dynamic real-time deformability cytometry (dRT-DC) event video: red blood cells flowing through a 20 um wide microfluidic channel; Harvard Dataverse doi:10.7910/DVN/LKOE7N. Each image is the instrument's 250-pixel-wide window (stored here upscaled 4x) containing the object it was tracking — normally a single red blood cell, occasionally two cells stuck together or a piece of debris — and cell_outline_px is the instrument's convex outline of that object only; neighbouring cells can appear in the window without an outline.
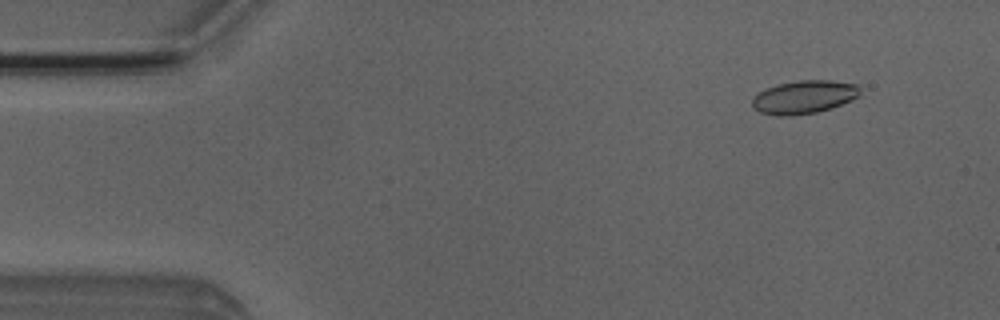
{"species": "Egyptian fruit bat (a non-hibernating species)", "species_latin": "Rousettus aegyptiacus", "temperature_condition": "room temperature", "stored_images_in_passage": 4, "camera_frame_rate_fps": 3000, "um_per_image_px": 0.085, "animal": {"sex": "male"}, "frame": {"image": 1, "passage_image": 2, "time_ms": 0.333, "image_size_px": [1000, 320], "cell_outline_px": [[860, 96], [852, 100], [832, 108], [816, 112], [792, 116], [776, 116], [760, 112], [752, 108], [752, 100], [760, 92], [768, 88], [780, 84], [800, 80], [832, 80], [856, 84], [860, 88]], "centroid_in_image_um": [68.37, 8.26], "position_along_channel_um": 16.6, "area_um2": 20.87}}
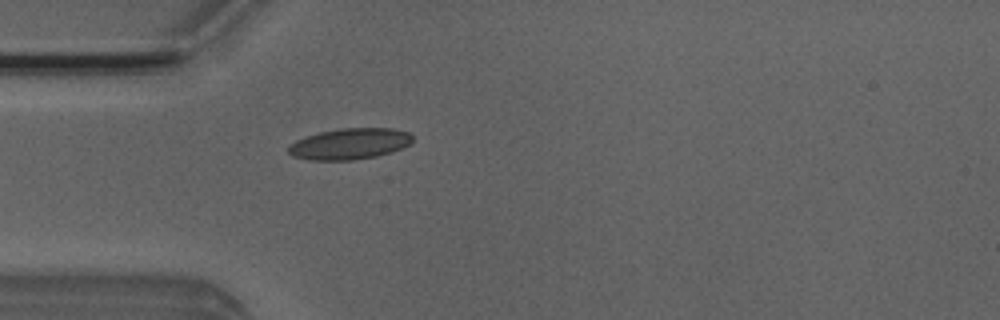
{"frame": {"image": 2, "passage_image": 4, "time_ms": 1.0, "image_size_px": [1000, 320], "cell_outline_px": [[412, 140], [408, 144], [392, 152], [376, 156], [352, 160], [312, 160], [292, 156], [288, 152], [288, 144], [296, 140], [320, 132], [344, 128], [392, 128], [408, 132], [412, 136]], "centroid_in_image_um": [29.7, 12.23], "position_along_channel_um": 55.3, "area_um2": 22.31}}